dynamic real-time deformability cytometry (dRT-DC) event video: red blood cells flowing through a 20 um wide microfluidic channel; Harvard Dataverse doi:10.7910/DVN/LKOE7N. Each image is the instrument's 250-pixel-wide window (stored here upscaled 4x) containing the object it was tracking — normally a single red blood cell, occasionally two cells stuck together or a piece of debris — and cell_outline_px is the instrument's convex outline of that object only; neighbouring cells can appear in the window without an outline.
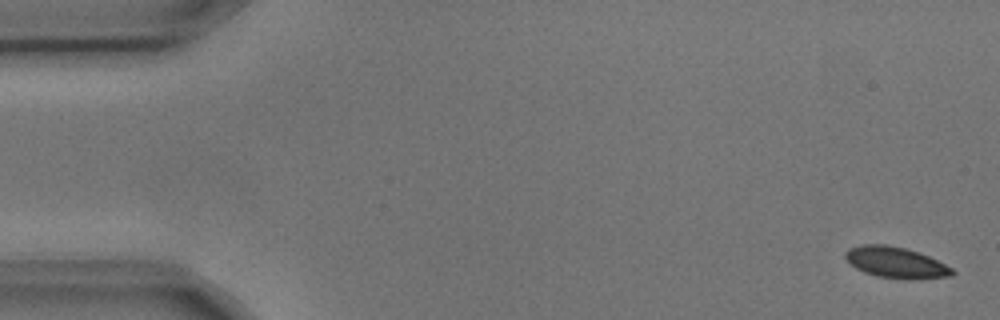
{"species": "common noctule bat (a hibernating species)", "species_latin": "Nyctalus noctula", "temperature_condition": "cold", "stored_images_in_passage": 5, "camera_frame_rate_fps": 3000, "um_per_image_px": 0.085, "animal": {"sex": "male", "body_mass_g": 17.9, "forearm_length_mm": 54.2}, "frame": {"image": 1, "passage_image": 1, "time_ms": 0.0, "image_size_px": [1000, 320], "cell_outline_px": [[956, 272], [952, 276], [920, 280], [900, 280], [876, 276], [864, 272], [856, 268], [844, 256], [844, 252], [848, 248], [860, 244], [888, 244], [904, 248], [928, 256], [952, 268]], "centroid_in_image_um": [76.15, 22.33], "position_along_channel_um": 8.9, "area_um2": 19.65}}